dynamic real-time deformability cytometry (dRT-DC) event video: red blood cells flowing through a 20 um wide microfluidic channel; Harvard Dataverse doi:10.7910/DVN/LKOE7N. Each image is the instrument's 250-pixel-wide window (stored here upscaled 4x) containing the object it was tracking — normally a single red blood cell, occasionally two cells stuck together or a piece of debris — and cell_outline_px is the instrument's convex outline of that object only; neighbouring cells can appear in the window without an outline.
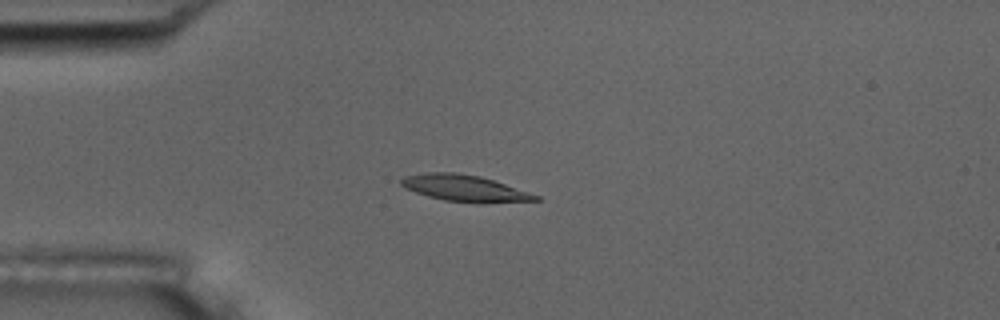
{"species": "common noctule bat (a hibernating species)", "species_latin": "Nyctalus noctula", "temperature_condition": "room temperature", "stored_images_in_passage": 42, "camera_frame_rate_fps": 3000, "um_per_image_px": 0.085, "animal": {"sex": "male", "body_mass_g": 17.5, "forearm_length_mm": 52.3}, "frame": {"image": 1, "passage_image": 2, "time_ms": 0.333, "image_size_px": [1000, 320], "cell_outline_px": [[540, 200], [444, 200], [428, 196], [404, 188], [400, 184], [400, 180], [404, 176], [424, 172], [456, 172], [480, 176], [540, 196]], "centroid_in_image_um": [39.32, 15.92], "position_along_channel_um": 45.7, "area_um2": 19.42}}
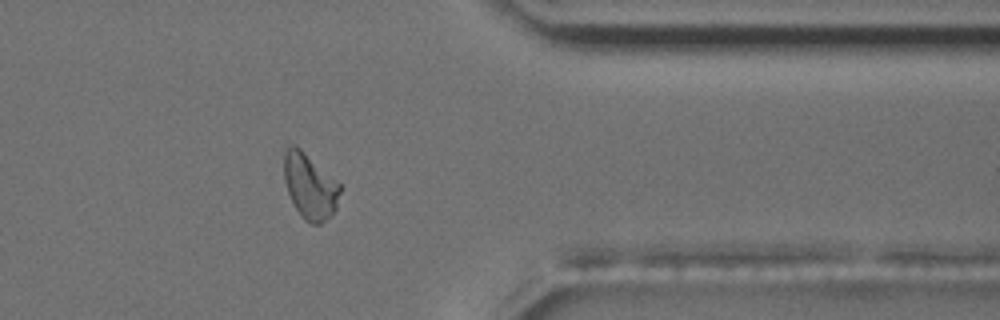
{"frame": {"image": 2, "passage_image": 32, "time_ms": 10.333, "image_size_px": [1000, 320], "cell_outline_px": [[340, 192], [336, 208], [332, 216], [320, 224], [312, 224], [304, 220], [300, 216], [288, 192], [284, 180], [284, 152], [292, 144], [296, 144], [340, 184]], "centroid_in_image_um": [26.34, 15.84], "position_along_channel_um": 385.1, "area_um2": 21.27}}
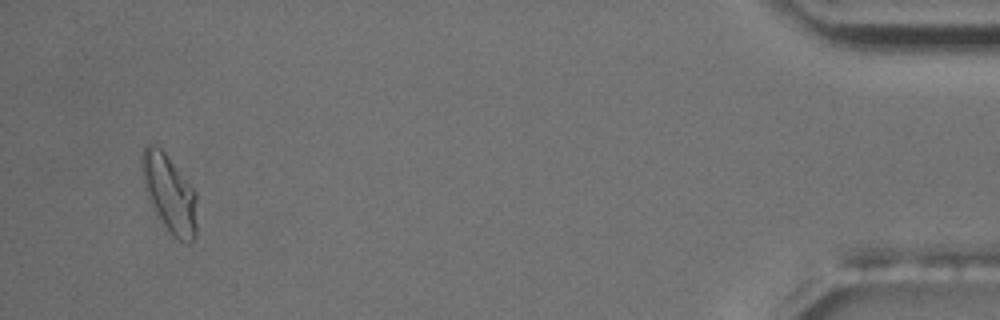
{"frame": {"image": 3, "passage_image": 40, "time_ms": 13.0, "image_size_px": [1000, 320], "cell_outline_px": [[196, 236], [188, 244], [172, 236], [156, 212], [144, 192], [140, 168], [140, 156], [144, 144], [152, 144], [160, 148], [164, 152], [196, 192]], "centroid_in_image_um": [14.36, 16.42], "position_along_channel_um": 420.8, "area_um2": 25.03}, "authors_computed_cell_mechanics": {"area_um2": 20.6057, "velocity_mm_per_s": 3.7146, "shape_relaxation_time_tau1_ms": 4.7367, "shape_relaxation_time_tau2_ms": 3.1035, "deformation_change_tau1": 0.1534, "deformation_change_tau2": 0.0865}}